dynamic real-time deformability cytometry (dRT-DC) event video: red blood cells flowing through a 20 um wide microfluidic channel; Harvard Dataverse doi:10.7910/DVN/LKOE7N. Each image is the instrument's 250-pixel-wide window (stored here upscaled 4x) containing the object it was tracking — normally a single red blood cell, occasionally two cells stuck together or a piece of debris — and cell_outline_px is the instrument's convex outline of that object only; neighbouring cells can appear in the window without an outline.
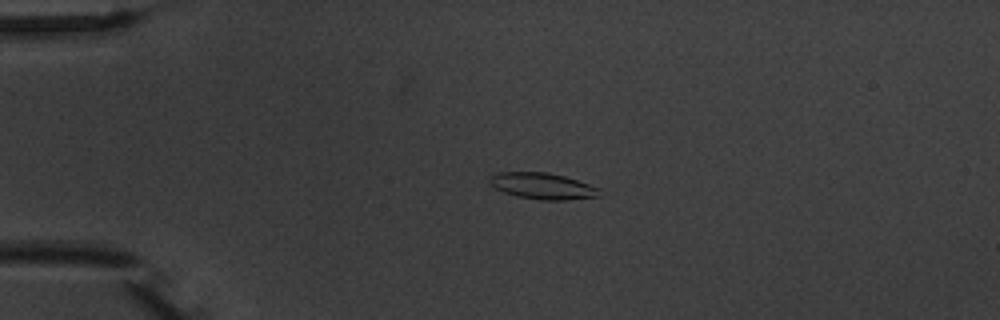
{"species": "common noctule bat (a hibernating species)", "species_latin": "Nyctalus noctula", "temperature_condition": "warm", "stored_images_in_passage": 4, "camera_frame_rate_fps": 3000, "um_per_image_px": 0.085, "animal": {"sex": "male", "body_mass_g": 20.1, "forearm_length_mm": 53.5}, "frame": {"image": 1, "passage_image": 3, "time_ms": 2.333, "image_size_px": [1000, 320], "cell_outline_px": [[600, 196], [568, 200], [540, 200], [516, 196], [504, 192], [488, 184], [488, 176], [496, 172], [548, 172], [564, 176], [600, 188]], "centroid_in_image_um": [46.07, 15.81], "position_along_channel_um": 38.9, "area_um2": 16.99}}